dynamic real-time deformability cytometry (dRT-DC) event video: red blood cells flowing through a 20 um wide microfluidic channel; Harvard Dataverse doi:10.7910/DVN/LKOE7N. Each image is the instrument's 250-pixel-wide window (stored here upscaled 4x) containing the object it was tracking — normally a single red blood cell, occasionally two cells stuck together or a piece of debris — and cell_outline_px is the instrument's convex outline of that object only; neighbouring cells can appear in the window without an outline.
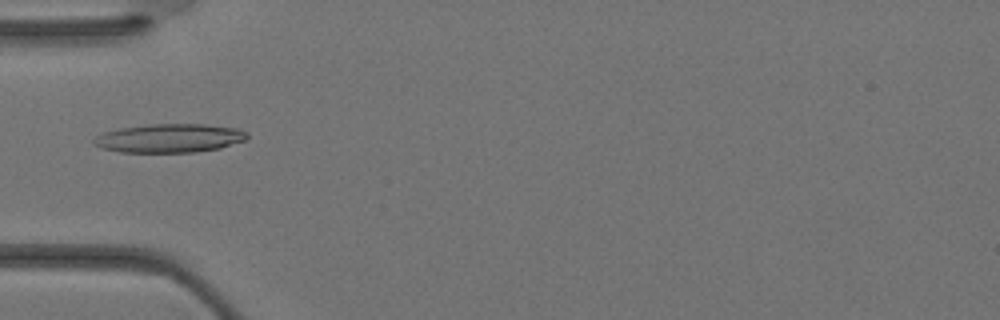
{"species": "Egyptian fruit bat (a non-hibernating species)", "species_latin": "Rousettus aegyptiacus", "temperature_condition": "warm", "stored_images_in_passage": 36, "camera_frame_rate_fps": 3000, "um_per_image_px": 0.085, "animal": {"sex": "female"}, "frame": {"image": 1, "passage_image": 12, "time_ms": 3.667, "image_size_px": [1000, 320], "cell_outline_px": [[248, 136], [244, 140], [220, 148], [196, 152], [120, 152], [104, 148], [92, 144], [92, 140], [96, 136], [104, 132], [120, 128], [152, 124], [204, 124], [240, 128], [248, 132]], "centroid_in_image_um": [14.42, 11.74], "position_along_channel_um": 70.6, "area_um2": 25.66}}
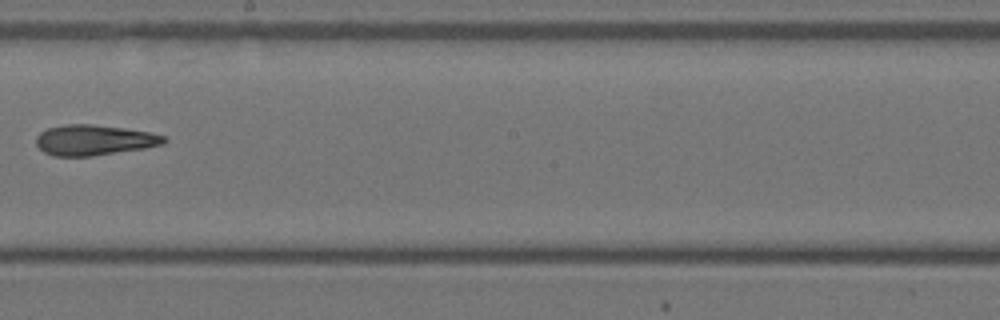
{"frame": {"image": 2, "passage_image": 21, "time_ms": 6.667, "image_size_px": [1000, 320], "cell_outline_px": [[168, 140], [164, 144], [144, 148], [92, 156], [52, 156], [44, 152], [36, 144], [36, 136], [40, 132], [48, 128], [64, 124], [92, 124], [124, 128], [148, 132], [164, 136]], "centroid_in_image_um": [7.98, 11.9], "position_along_channel_um": 240.2, "area_um2": 22.66}}
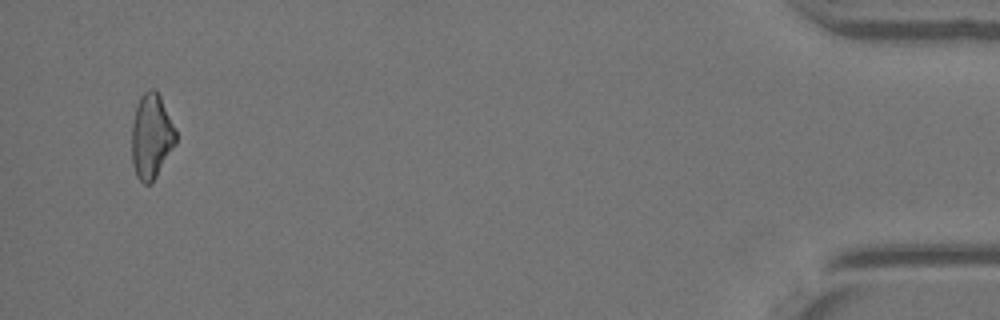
{"frame": {"image": 3, "passage_image": 35, "time_ms": 11.333, "image_size_px": [1000, 320], "cell_outline_px": [[176, 144], [152, 184], [144, 184], [136, 176], [132, 164], [132, 124], [136, 108], [140, 96], [148, 88], [156, 88], [176, 128]], "centroid_in_image_um": [12.88, 11.59], "position_along_channel_um": 422.3, "area_um2": 22.08}}